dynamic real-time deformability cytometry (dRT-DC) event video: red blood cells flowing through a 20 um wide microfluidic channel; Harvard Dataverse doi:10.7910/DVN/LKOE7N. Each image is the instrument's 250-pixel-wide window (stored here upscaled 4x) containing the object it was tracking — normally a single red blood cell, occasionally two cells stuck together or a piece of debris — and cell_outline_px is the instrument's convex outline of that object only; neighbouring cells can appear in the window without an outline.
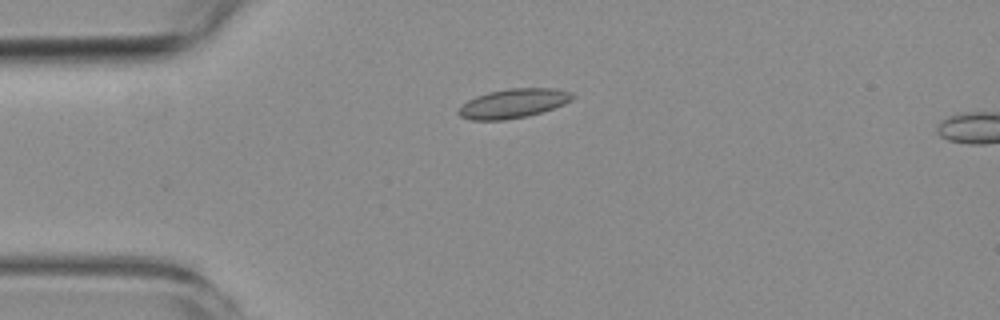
{"species": "common noctule bat (a hibernating species)", "species_latin": "Nyctalus noctula", "temperature_condition": "room temperature", "stored_images_in_passage": 8, "camera_frame_rate_fps": 3000, "um_per_image_px": 0.085, "animal": {"sex": "female", "body_mass_g": 19.3, "forearm_length_mm": 54.1}, "frame": {"image": 1, "passage_image": 4, "time_ms": 4.333, "image_size_px": [1000, 320], "cell_outline_px": [[576, 96], [572, 100], [564, 104], [528, 116], [504, 120], [472, 120], [460, 116], [456, 112], [468, 100], [476, 96], [488, 92], [508, 88], [556, 88], [572, 92]], "centroid_in_image_um": [43.65, 8.78], "position_along_channel_um": 41.3, "area_um2": 19.42}}
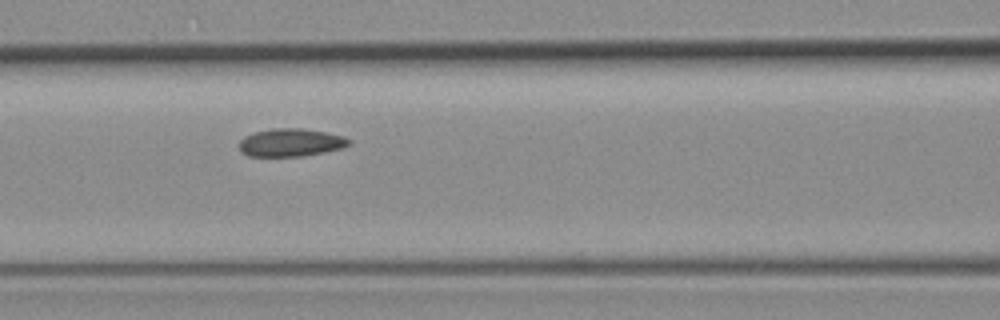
{"frame": {"image": 2, "passage_image": 7, "time_ms": 7.667, "image_size_px": [1000, 320], "cell_outline_px": [[352, 144], [344, 148], [304, 156], [248, 156], [240, 152], [240, 140], [244, 136], [256, 132], [272, 128], [300, 128], [324, 132], [344, 136], [352, 140]], "centroid_in_image_um": [24.75, 12.12], "position_along_channel_um": 141.9, "area_um2": 17.98}}
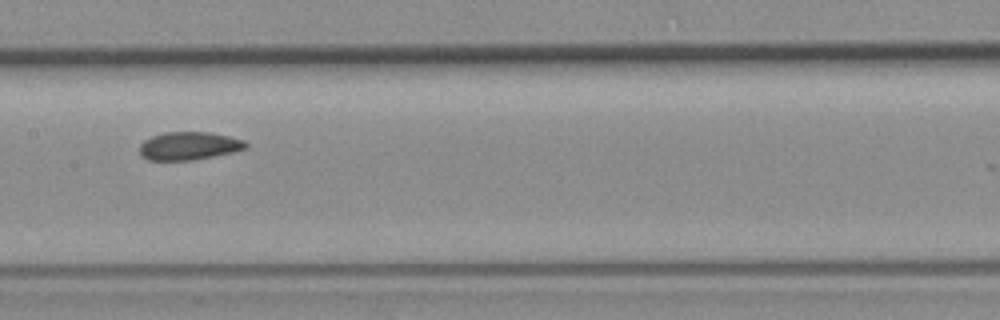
{"frame": {"image": 3, "passage_image": 8, "time_ms": 9.0, "image_size_px": [1000, 320], "cell_outline_px": [[248, 148], [236, 152], [192, 160], [148, 160], [140, 156], [140, 144], [144, 140], [152, 136], [164, 132], [208, 132], [228, 136], [244, 140], [248, 144]], "centroid_in_image_um": [16.07, 12.4], "position_along_channel_um": 191.3, "area_um2": 17.51}}